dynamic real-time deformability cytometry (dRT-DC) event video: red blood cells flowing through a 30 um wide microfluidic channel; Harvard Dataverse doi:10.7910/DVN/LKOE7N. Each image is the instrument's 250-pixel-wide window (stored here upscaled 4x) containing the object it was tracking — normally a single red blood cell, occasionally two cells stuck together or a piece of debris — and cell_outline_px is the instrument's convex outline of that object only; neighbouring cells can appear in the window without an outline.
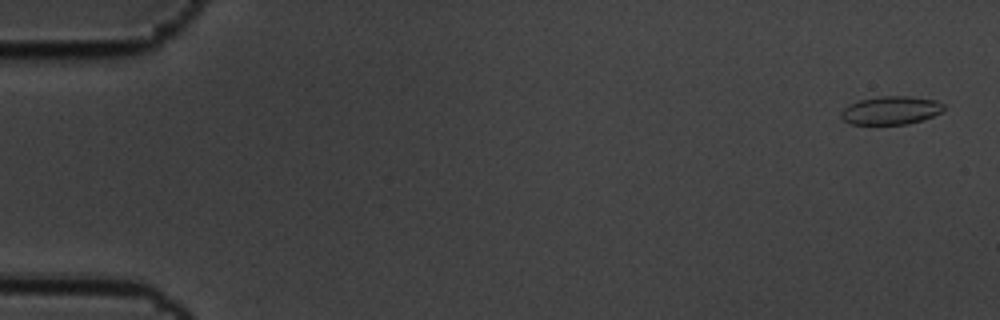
{"species": "common noctule bat (a hibernating species)", "species_latin": "Nyctalus noctula", "temperature_condition": "cold", "stored_images_in_passage": 59, "camera_frame_rate_fps": 3000, "um_per_image_px": 0.085, "animal": {"sex": "male", "body_mass_g": 19.5, "forearm_length_mm": 54.6}, "frame": {"image": 1, "passage_image": 2, "time_ms": 0.333, "image_size_px": [1000, 320], "cell_outline_px": [[944, 108], [940, 112], [932, 116], [908, 124], [852, 124], [844, 120], [840, 116], [840, 112], [848, 104], [860, 100], [880, 96], [908, 96], [936, 100], [944, 104]], "centroid_in_image_um": [75.7, 9.37], "position_along_channel_um": 9.3, "area_um2": 16.82}}
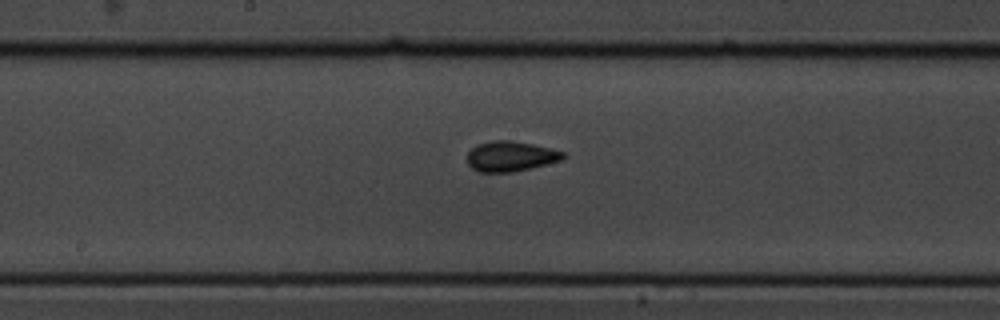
{"frame": {"image": 2, "passage_image": 31, "time_ms": 10.0, "image_size_px": [1000, 320], "cell_outline_px": [[564, 156], [560, 160], [512, 172], [480, 172], [472, 168], [468, 164], [468, 152], [476, 144], [492, 140], [512, 140], [552, 148], [564, 152]], "centroid_in_image_um": [43.36, 13.27], "position_along_channel_um": 204.8, "area_um2": 16.7}}
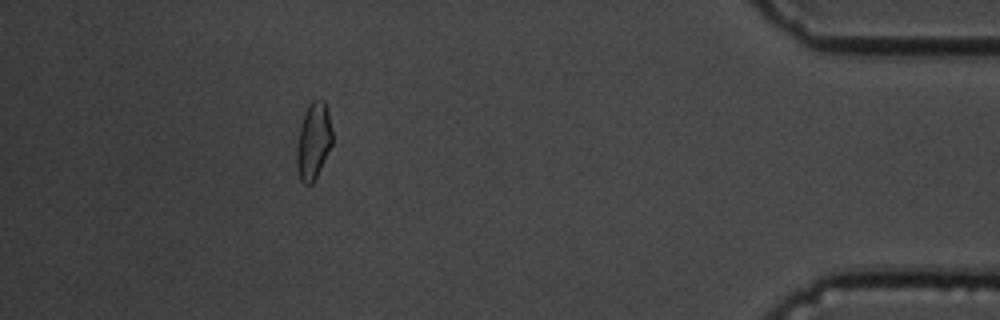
{"frame": {"image": 3, "passage_image": 53, "time_ms": 17.333, "image_size_px": [1000, 320], "cell_outline_px": [[332, 144], [312, 184], [304, 184], [300, 180], [296, 168], [296, 148], [300, 128], [304, 112], [308, 104], [312, 100], [324, 100], [328, 112], [332, 132]], "centroid_in_image_um": [26.62, 11.98], "position_along_channel_um": 408.6, "area_um2": 15.84}, "authors_computed_cell_mechanics": {"area_um2": 16.5308, "velocity_mm_per_s": 3.4596, "shape_relaxation_time_tau1_ms": 6.3577, "shape_relaxation_time_tau2_ms": 1.3092, "deformation_change_tau1": 0.1006, "deformation_change_tau2": 0.0497}}